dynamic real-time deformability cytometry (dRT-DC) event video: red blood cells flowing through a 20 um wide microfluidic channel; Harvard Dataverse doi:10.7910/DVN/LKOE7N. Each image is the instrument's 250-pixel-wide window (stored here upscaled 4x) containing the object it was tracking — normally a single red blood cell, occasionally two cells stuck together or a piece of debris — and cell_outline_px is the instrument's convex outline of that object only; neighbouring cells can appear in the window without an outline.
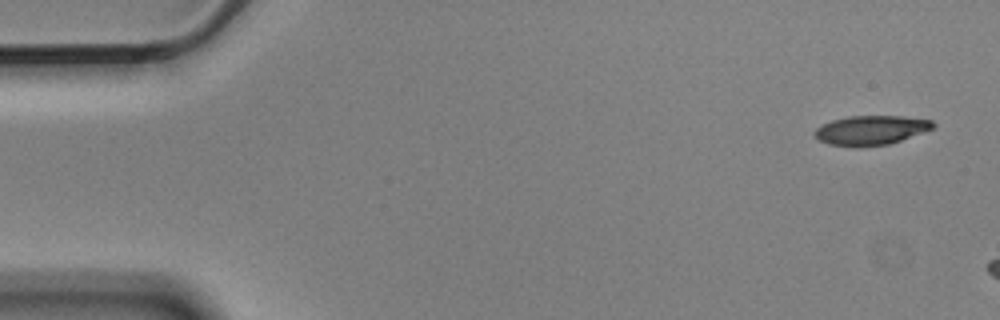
{"species": "Egyptian fruit bat (a non-hibernating species)", "species_latin": "Rousettus aegyptiacus", "temperature_condition": "cold", "stored_images_in_passage": 3, "camera_frame_rate_fps": 3000, "um_per_image_px": 0.085, "animal": {"sex": "male"}, "frame": {"image": 1, "passage_image": 1, "time_ms": 0.0, "image_size_px": [1000, 320], "cell_outline_px": [[936, 124], [932, 128], [900, 140], [888, 144], [856, 148], [828, 144], [820, 140], [812, 132], [816, 128], [832, 120], [848, 116], [904, 116], [932, 120]], "centroid_in_image_um": [73.99, 11.07], "position_along_channel_um": 11.0, "area_um2": 20.23}}